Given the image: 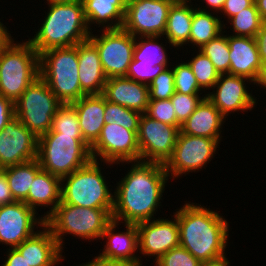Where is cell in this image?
I'll list each match as a JSON object with an SVG mask.
<instances>
[{
	"label": "cell",
	"mask_w": 266,
	"mask_h": 266,
	"mask_svg": "<svg viewBox=\"0 0 266 266\" xmlns=\"http://www.w3.org/2000/svg\"><path fill=\"white\" fill-rule=\"evenodd\" d=\"M82 3L90 30L94 23L103 29L122 28L127 0H82Z\"/></svg>",
	"instance_id": "obj_27"
},
{
	"label": "cell",
	"mask_w": 266,
	"mask_h": 266,
	"mask_svg": "<svg viewBox=\"0 0 266 266\" xmlns=\"http://www.w3.org/2000/svg\"><path fill=\"white\" fill-rule=\"evenodd\" d=\"M204 98H206V94L204 97H200L199 95L175 92L170 99L174 106L177 122L180 125L183 124Z\"/></svg>",
	"instance_id": "obj_40"
},
{
	"label": "cell",
	"mask_w": 266,
	"mask_h": 266,
	"mask_svg": "<svg viewBox=\"0 0 266 266\" xmlns=\"http://www.w3.org/2000/svg\"><path fill=\"white\" fill-rule=\"evenodd\" d=\"M102 95L112 103L142 114L146 113L148 108V85L131 80L126 76L108 78Z\"/></svg>",
	"instance_id": "obj_21"
},
{
	"label": "cell",
	"mask_w": 266,
	"mask_h": 266,
	"mask_svg": "<svg viewBox=\"0 0 266 266\" xmlns=\"http://www.w3.org/2000/svg\"><path fill=\"white\" fill-rule=\"evenodd\" d=\"M38 137L15 116L0 131V169L37 158Z\"/></svg>",
	"instance_id": "obj_16"
},
{
	"label": "cell",
	"mask_w": 266,
	"mask_h": 266,
	"mask_svg": "<svg viewBox=\"0 0 266 266\" xmlns=\"http://www.w3.org/2000/svg\"><path fill=\"white\" fill-rule=\"evenodd\" d=\"M175 0H127L122 28L134 37H163Z\"/></svg>",
	"instance_id": "obj_12"
},
{
	"label": "cell",
	"mask_w": 266,
	"mask_h": 266,
	"mask_svg": "<svg viewBox=\"0 0 266 266\" xmlns=\"http://www.w3.org/2000/svg\"><path fill=\"white\" fill-rule=\"evenodd\" d=\"M211 13L209 10L193 8L189 43L198 49L221 34L226 27L224 23L222 24L223 21L220 20L219 16H215V12H213L214 15Z\"/></svg>",
	"instance_id": "obj_30"
},
{
	"label": "cell",
	"mask_w": 266,
	"mask_h": 266,
	"mask_svg": "<svg viewBox=\"0 0 266 266\" xmlns=\"http://www.w3.org/2000/svg\"><path fill=\"white\" fill-rule=\"evenodd\" d=\"M228 22L233 26L235 36L253 38H255L262 25V19L255 3L231 17Z\"/></svg>",
	"instance_id": "obj_33"
},
{
	"label": "cell",
	"mask_w": 266,
	"mask_h": 266,
	"mask_svg": "<svg viewBox=\"0 0 266 266\" xmlns=\"http://www.w3.org/2000/svg\"><path fill=\"white\" fill-rule=\"evenodd\" d=\"M262 22H266V0H254Z\"/></svg>",
	"instance_id": "obj_52"
},
{
	"label": "cell",
	"mask_w": 266,
	"mask_h": 266,
	"mask_svg": "<svg viewBox=\"0 0 266 266\" xmlns=\"http://www.w3.org/2000/svg\"><path fill=\"white\" fill-rule=\"evenodd\" d=\"M172 68L174 73L175 92L188 95H200L199 92L202 89L199 87L188 62H181Z\"/></svg>",
	"instance_id": "obj_37"
},
{
	"label": "cell",
	"mask_w": 266,
	"mask_h": 266,
	"mask_svg": "<svg viewBox=\"0 0 266 266\" xmlns=\"http://www.w3.org/2000/svg\"><path fill=\"white\" fill-rule=\"evenodd\" d=\"M102 31L99 37L91 33L89 40L98 50L105 76L107 79L126 76L133 60L135 37L123 28Z\"/></svg>",
	"instance_id": "obj_10"
},
{
	"label": "cell",
	"mask_w": 266,
	"mask_h": 266,
	"mask_svg": "<svg viewBox=\"0 0 266 266\" xmlns=\"http://www.w3.org/2000/svg\"><path fill=\"white\" fill-rule=\"evenodd\" d=\"M11 39L12 37L7 27L0 21V48L5 46Z\"/></svg>",
	"instance_id": "obj_49"
},
{
	"label": "cell",
	"mask_w": 266,
	"mask_h": 266,
	"mask_svg": "<svg viewBox=\"0 0 266 266\" xmlns=\"http://www.w3.org/2000/svg\"><path fill=\"white\" fill-rule=\"evenodd\" d=\"M49 11L37 33L28 39L38 54L51 48L70 47L91 34L82 1L48 4Z\"/></svg>",
	"instance_id": "obj_3"
},
{
	"label": "cell",
	"mask_w": 266,
	"mask_h": 266,
	"mask_svg": "<svg viewBox=\"0 0 266 266\" xmlns=\"http://www.w3.org/2000/svg\"><path fill=\"white\" fill-rule=\"evenodd\" d=\"M145 114L151 119L168 125L177 126L179 129L181 127V125L177 122L176 113L174 111V106L171 102V99H149L148 108Z\"/></svg>",
	"instance_id": "obj_39"
},
{
	"label": "cell",
	"mask_w": 266,
	"mask_h": 266,
	"mask_svg": "<svg viewBox=\"0 0 266 266\" xmlns=\"http://www.w3.org/2000/svg\"><path fill=\"white\" fill-rule=\"evenodd\" d=\"M48 1V4H51V3H60V2H75V1H82V0H47Z\"/></svg>",
	"instance_id": "obj_54"
},
{
	"label": "cell",
	"mask_w": 266,
	"mask_h": 266,
	"mask_svg": "<svg viewBox=\"0 0 266 266\" xmlns=\"http://www.w3.org/2000/svg\"><path fill=\"white\" fill-rule=\"evenodd\" d=\"M254 4V0H226L221 10L223 15L228 16V20L242 11L244 8H248Z\"/></svg>",
	"instance_id": "obj_43"
},
{
	"label": "cell",
	"mask_w": 266,
	"mask_h": 266,
	"mask_svg": "<svg viewBox=\"0 0 266 266\" xmlns=\"http://www.w3.org/2000/svg\"><path fill=\"white\" fill-rule=\"evenodd\" d=\"M93 160L120 164L140 161L137 134L121 125L105 123L97 141L90 147ZM120 162V163H119Z\"/></svg>",
	"instance_id": "obj_13"
},
{
	"label": "cell",
	"mask_w": 266,
	"mask_h": 266,
	"mask_svg": "<svg viewBox=\"0 0 266 266\" xmlns=\"http://www.w3.org/2000/svg\"><path fill=\"white\" fill-rule=\"evenodd\" d=\"M213 63L219 74H229L230 50L227 35L223 33L199 48Z\"/></svg>",
	"instance_id": "obj_32"
},
{
	"label": "cell",
	"mask_w": 266,
	"mask_h": 266,
	"mask_svg": "<svg viewBox=\"0 0 266 266\" xmlns=\"http://www.w3.org/2000/svg\"><path fill=\"white\" fill-rule=\"evenodd\" d=\"M252 81L243 76L220 74L219 79L214 84L213 92L206 94V97L218 108L220 113L226 118L231 112L252 110L256 99L248 93L245 81Z\"/></svg>",
	"instance_id": "obj_18"
},
{
	"label": "cell",
	"mask_w": 266,
	"mask_h": 266,
	"mask_svg": "<svg viewBox=\"0 0 266 266\" xmlns=\"http://www.w3.org/2000/svg\"><path fill=\"white\" fill-rule=\"evenodd\" d=\"M229 260L226 258V256H223L221 258L211 260V261H204L201 263V266H229Z\"/></svg>",
	"instance_id": "obj_51"
},
{
	"label": "cell",
	"mask_w": 266,
	"mask_h": 266,
	"mask_svg": "<svg viewBox=\"0 0 266 266\" xmlns=\"http://www.w3.org/2000/svg\"><path fill=\"white\" fill-rule=\"evenodd\" d=\"M15 201L27 204V196L35 176L42 170L36 159L2 169Z\"/></svg>",
	"instance_id": "obj_29"
},
{
	"label": "cell",
	"mask_w": 266,
	"mask_h": 266,
	"mask_svg": "<svg viewBox=\"0 0 266 266\" xmlns=\"http://www.w3.org/2000/svg\"><path fill=\"white\" fill-rule=\"evenodd\" d=\"M80 266H132V265L120 261L103 259L100 256H97L92 261H89L86 264L83 263V265L81 264Z\"/></svg>",
	"instance_id": "obj_48"
},
{
	"label": "cell",
	"mask_w": 266,
	"mask_h": 266,
	"mask_svg": "<svg viewBox=\"0 0 266 266\" xmlns=\"http://www.w3.org/2000/svg\"><path fill=\"white\" fill-rule=\"evenodd\" d=\"M257 84L264 87V89L266 88V63L263 65L262 72Z\"/></svg>",
	"instance_id": "obj_53"
},
{
	"label": "cell",
	"mask_w": 266,
	"mask_h": 266,
	"mask_svg": "<svg viewBox=\"0 0 266 266\" xmlns=\"http://www.w3.org/2000/svg\"><path fill=\"white\" fill-rule=\"evenodd\" d=\"M262 66L266 63V22H262L261 28L255 36Z\"/></svg>",
	"instance_id": "obj_46"
},
{
	"label": "cell",
	"mask_w": 266,
	"mask_h": 266,
	"mask_svg": "<svg viewBox=\"0 0 266 266\" xmlns=\"http://www.w3.org/2000/svg\"><path fill=\"white\" fill-rule=\"evenodd\" d=\"M221 138H206L181 133L176 139L171 157L164 164L168 176L177 178L181 174L196 172L209 163L219 148Z\"/></svg>",
	"instance_id": "obj_11"
},
{
	"label": "cell",
	"mask_w": 266,
	"mask_h": 266,
	"mask_svg": "<svg viewBox=\"0 0 266 266\" xmlns=\"http://www.w3.org/2000/svg\"><path fill=\"white\" fill-rule=\"evenodd\" d=\"M169 64H159L156 66L137 65L136 60H132L129 65L126 77L139 83L149 85L161 72L169 68Z\"/></svg>",
	"instance_id": "obj_42"
},
{
	"label": "cell",
	"mask_w": 266,
	"mask_h": 266,
	"mask_svg": "<svg viewBox=\"0 0 266 266\" xmlns=\"http://www.w3.org/2000/svg\"><path fill=\"white\" fill-rule=\"evenodd\" d=\"M42 229L16 247L29 266H55L63 258L51 231L45 225Z\"/></svg>",
	"instance_id": "obj_22"
},
{
	"label": "cell",
	"mask_w": 266,
	"mask_h": 266,
	"mask_svg": "<svg viewBox=\"0 0 266 266\" xmlns=\"http://www.w3.org/2000/svg\"><path fill=\"white\" fill-rule=\"evenodd\" d=\"M126 163H132V167L114 190L112 220L137 224L156 219L154 214L170 179L164 164L147 161Z\"/></svg>",
	"instance_id": "obj_1"
},
{
	"label": "cell",
	"mask_w": 266,
	"mask_h": 266,
	"mask_svg": "<svg viewBox=\"0 0 266 266\" xmlns=\"http://www.w3.org/2000/svg\"><path fill=\"white\" fill-rule=\"evenodd\" d=\"M159 38L161 36L135 37L133 59L137 61V65L156 66L168 63V55L164 44H159L157 41Z\"/></svg>",
	"instance_id": "obj_31"
},
{
	"label": "cell",
	"mask_w": 266,
	"mask_h": 266,
	"mask_svg": "<svg viewBox=\"0 0 266 266\" xmlns=\"http://www.w3.org/2000/svg\"><path fill=\"white\" fill-rule=\"evenodd\" d=\"M78 70L81 90L86 95L103 93L107 77L98 50L89 39L78 43Z\"/></svg>",
	"instance_id": "obj_23"
},
{
	"label": "cell",
	"mask_w": 266,
	"mask_h": 266,
	"mask_svg": "<svg viewBox=\"0 0 266 266\" xmlns=\"http://www.w3.org/2000/svg\"><path fill=\"white\" fill-rule=\"evenodd\" d=\"M174 215L179 226L181 247L201 262L226 256L229 224L223 216L190 202Z\"/></svg>",
	"instance_id": "obj_2"
},
{
	"label": "cell",
	"mask_w": 266,
	"mask_h": 266,
	"mask_svg": "<svg viewBox=\"0 0 266 266\" xmlns=\"http://www.w3.org/2000/svg\"><path fill=\"white\" fill-rule=\"evenodd\" d=\"M67 135H82L76 110L72 104H62L52 120L51 130Z\"/></svg>",
	"instance_id": "obj_36"
},
{
	"label": "cell",
	"mask_w": 266,
	"mask_h": 266,
	"mask_svg": "<svg viewBox=\"0 0 266 266\" xmlns=\"http://www.w3.org/2000/svg\"><path fill=\"white\" fill-rule=\"evenodd\" d=\"M190 3L191 1H175L169 9L163 36L165 35L172 47H181L189 43L193 18V5Z\"/></svg>",
	"instance_id": "obj_28"
},
{
	"label": "cell",
	"mask_w": 266,
	"mask_h": 266,
	"mask_svg": "<svg viewBox=\"0 0 266 266\" xmlns=\"http://www.w3.org/2000/svg\"><path fill=\"white\" fill-rule=\"evenodd\" d=\"M179 131L177 126L142 114L137 134L140 161L165 164L173 153Z\"/></svg>",
	"instance_id": "obj_14"
},
{
	"label": "cell",
	"mask_w": 266,
	"mask_h": 266,
	"mask_svg": "<svg viewBox=\"0 0 266 266\" xmlns=\"http://www.w3.org/2000/svg\"><path fill=\"white\" fill-rule=\"evenodd\" d=\"M36 214L31 207L20 201L0 206V243L16 248L33 236L36 233L35 226L42 228L45 224L43 216L37 218Z\"/></svg>",
	"instance_id": "obj_15"
},
{
	"label": "cell",
	"mask_w": 266,
	"mask_h": 266,
	"mask_svg": "<svg viewBox=\"0 0 266 266\" xmlns=\"http://www.w3.org/2000/svg\"><path fill=\"white\" fill-rule=\"evenodd\" d=\"M201 261L195 258L188 250L178 246L162 255L156 262V266H201Z\"/></svg>",
	"instance_id": "obj_41"
},
{
	"label": "cell",
	"mask_w": 266,
	"mask_h": 266,
	"mask_svg": "<svg viewBox=\"0 0 266 266\" xmlns=\"http://www.w3.org/2000/svg\"><path fill=\"white\" fill-rule=\"evenodd\" d=\"M37 160L42 170L62 178L87 165L92 156L82 135L47 132L38 138Z\"/></svg>",
	"instance_id": "obj_5"
},
{
	"label": "cell",
	"mask_w": 266,
	"mask_h": 266,
	"mask_svg": "<svg viewBox=\"0 0 266 266\" xmlns=\"http://www.w3.org/2000/svg\"><path fill=\"white\" fill-rule=\"evenodd\" d=\"M142 113L112 103L105 98L104 122L123 126L125 129L138 134Z\"/></svg>",
	"instance_id": "obj_34"
},
{
	"label": "cell",
	"mask_w": 266,
	"mask_h": 266,
	"mask_svg": "<svg viewBox=\"0 0 266 266\" xmlns=\"http://www.w3.org/2000/svg\"><path fill=\"white\" fill-rule=\"evenodd\" d=\"M203 1H205V3L208 4L207 7L205 9H201L198 7V9L206 11V9L210 7V8H212V10L215 9L214 10L215 12L216 11L221 12L223 5H224L226 0H203Z\"/></svg>",
	"instance_id": "obj_50"
},
{
	"label": "cell",
	"mask_w": 266,
	"mask_h": 266,
	"mask_svg": "<svg viewBox=\"0 0 266 266\" xmlns=\"http://www.w3.org/2000/svg\"><path fill=\"white\" fill-rule=\"evenodd\" d=\"M112 210L113 208H86L60 202L45 219L44 225L63 250L64 234L90 241L100 239L106 226L112 221Z\"/></svg>",
	"instance_id": "obj_4"
},
{
	"label": "cell",
	"mask_w": 266,
	"mask_h": 266,
	"mask_svg": "<svg viewBox=\"0 0 266 266\" xmlns=\"http://www.w3.org/2000/svg\"><path fill=\"white\" fill-rule=\"evenodd\" d=\"M71 104L76 110L83 139L91 147L105 124V97L102 94L85 95Z\"/></svg>",
	"instance_id": "obj_24"
},
{
	"label": "cell",
	"mask_w": 266,
	"mask_h": 266,
	"mask_svg": "<svg viewBox=\"0 0 266 266\" xmlns=\"http://www.w3.org/2000/svg\"><path fill=\"white\" fill-rule=\"evenodd\" d=\"M62 104L39 76L14 103L15 116L39 138L51 130L53 117Z\"/></svg>",
	"instance_id": "obj_9"
},
{
	"label": "cell",
	"mask_w": 266,
	"mask_h": 266,
	"mask_svg": "<svg viewBox=\"0 0 266 266\" xmlns=\"http://www.w3.org/2000/svg\"><path fill=\"white\" fill-rule=\"evenodd\" d=\"M7 252V259L2 264L3 266H29L25 258L22 257L16 248H9Z\"/></svg>",
	"instance_id": "obj_47"
},
{
	"label": "cell",
	"mask_w": 266,
	"mask_h": 266,
	"mask_svg": "<svg viewBox=\"0 0 266 266\" xmlns=\"http://www.w3.org/2000/svg\"><path fill=\"white\" fill-rule=\"evenodd\" d=\"M99 160L61 178V202L86 208H113V194L101 173Z\"/></svg>",
	"instance_id": "obj_8"
},
{
	"label": "cell",
	"mask_w": 266,
	"mask_h": 266,
	"mask_svg": "<svg viewBox=\"0 0 266 266\" xmlns=\"http://www.w3.org/2000/svg\"><path fill=\"white\" fill-rule=\"evenodd\" d=\"M61 202V178L41 170L34 178L27 196V205L35 212L40 206H50L43 215L45 220ZM38 206V207H37ZM52 206V207H51Z\"/></svg>",
	"instance_id": "obj_26"
},
{
	"label": "cell",
	"mask_w": 266,
	"mask_h": 266,
	"mask_svg": "<svg viewBox=\"0 0 266 266\" xmlns=\"http://www.w3.org/2000/svg\"><path fill=\"white\" fill-rule=\"evenodd\" d=\"M119 222L112 220L105 228L100 239H107L104 250L98 256L103 259L120 261L132 266H141V259L135 255L139 249L136 224L126 223V232H115Z\"/></svg>",
	"instance_id": "obj_19"
},
{
	"label": "cell",
	"mask_w": 266,
	"mask_h": 266,
	"mask_svg": "<svg viewBox=\"0 0 266 266\" xmlns=\"http://www.w3.org/2000/svg\"><path fill=\"white\" fill-rule=\"evenodd\" d=\"M225 117L206 97L194 112L181 124L180 132L192 136L221 138V126Z\"/></svg>",
	"instance_id": "obj_25"
},
{
	"label": "cell",
	"mask_w": 266,
	"mask_h": 266,
	"mask_svg": "<svg viewBox=\"0 0 266 266\" xmlns=\"http://www.w3.org/2000/svg\"><path fill=\"white\" fill-rule=\"evenodd\" d=\"M39 76V54L29 41L14 43L12 38L0 48L1 95L15 103Z\"/></svg>",
	"instance_id": "obj_7"
},
{
	"label": "cell",
	"mask_w": 266,
	"mask_h": 266,
	"mask_svg": "<svg viewBox=\"0 0 266 266\" xmlns=\"http://www.w3.org/2000/svg\"><path fill=\"white\" fill-rule=\"evenodd\" d=\"M175 1H191V0H175Z\"/></svg>",
	"instance_id": "obj_55"
},
{
	"label": "cell",
	"mask_w": 266,
	"mask_h": 266,
	"mask_svg": "<svg viewBox=\"0 0 266 266\" xmlns=\"http://www.w3.org/2000/svg\"><path fill=\"white\" fill-rule=\"evenodd\" d=\"M230 50V75L249 78L257 85L262 72V64L255 38L228 35Z\"/></svg>",
	"instance_id": "obj_20"
},
{
	"label": "cell",
	"mask_w": 266,
	"mask_h": 266,
	"mask_svg": "<svg viewBox=\"0 0 266 266\" xmlns=\"http://www.w3.org/2000/svg\"><path fill=\"white\" fill-rule=\"evenodd\" d=\"M149 87V99L166 100L175 93L173 68H167L154 78Z\"/></svg>",
	"instance_id": "obj_38"
},
{
	"label": "cell",
	"mask_w": 266,
	"mask_h": 266,
	"mask_svg": "<svg viewBox=\"0 0 266 266\" xmlns=\"http://www.w3.org/2000/svg\"><path fill=\"white\" fill-rule=\"evenodd\" d=\"M139 251L143 256H153L157 261L172 248L180 246L177 218L153 219L137 223Z\"/></svg>",
	"instance_id": "obj_17"
},
{
	"label": "cell",
	"mask_w": 266,
	"mask_h": 266,
	"mask_svg": "<svg viewBox=\"0 0 266 266\" xmlns=\"http://www.w3.org/2000/svg\"><path fill=\"white\" fill-rule=\"evenodd\" d=\"M15 117L14 103L0 94V131Z\"/></svg>",
	"instance_id": "obj_44"
},
{
	"label": "cell",
	"mask_w": 266,
	"mask_h": 266,
	"mask_svg": "<svg viewBox=\"0 0 266 266\" xmlns=\"http://www.w3.org/2000/svg\"><path fill=\"white\" fill-rule=\"evenodd\" d=\"M14 201L15 200L9 188L6 174L2 169H0V206L13 203Z\"/></svg>",
	"instance_id": "obj_45"
},
{
	"label": "cell",
	"mask_w": 266,
	"mask_h": 266,
	"mask_svg": "<svg viewBox=\"0 0 266 266\" xmlns=\"http://www.w3.org/2000/svg\"><path fill=\"white\" fill-rule=\"evenodd\" d=\"M196 52L188 64L190 65L199 87L203 89H213L214 84L219 79V72L215 69L211 60L200 50Z\"/></svg>",
	"instance_id": "obj_35"
},
{
	"label": "cell",
	"mask_w": 266,
	"mask_h": 266,
	"mask_svg": "<svg viewBox=\"0 0 266 266\" xmlns=\"http://www.w3.org/2000/svg\"><path fill=\"white\" fill-rule=\"evenodd\" d=\"M78 71V44L39 54L40 77L63 104H71L86 95L81 90Z\"/></svg>",
	"instance_id": "obj_6"
}]
</instances>
